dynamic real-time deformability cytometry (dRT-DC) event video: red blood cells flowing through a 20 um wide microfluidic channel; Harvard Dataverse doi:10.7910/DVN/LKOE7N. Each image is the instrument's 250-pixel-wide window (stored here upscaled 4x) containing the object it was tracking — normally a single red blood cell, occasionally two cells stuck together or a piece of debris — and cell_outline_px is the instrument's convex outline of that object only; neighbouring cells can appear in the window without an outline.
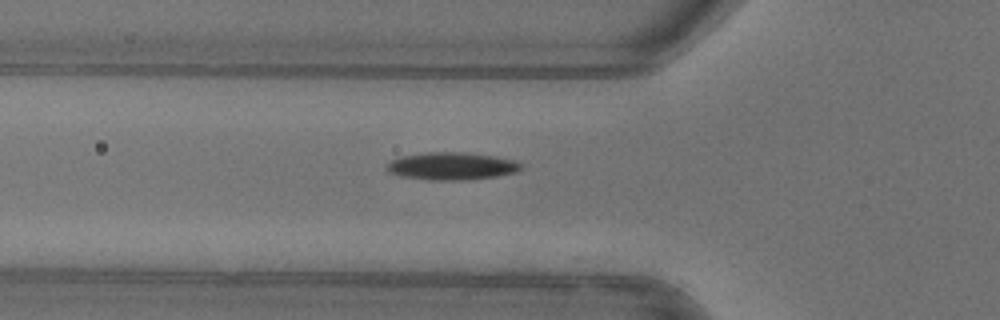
{"species": "common noctule bat (a hibernating species)", "species_latin": "Nyctalus noctula", "temperature_condition": "warm", "stored_images_in_passage": 37, "camera_frame_rate_fps": 3000, "um_per_image_px": 0.085, "animal": {"sex": "female"}, "frame": {"image": 1, "passage_image": 3, "time_ms": 0.667, "image_size_px": [1000, 320], "cell_outline_px": [[524, 168], [516, 172], [496, 176], [460, 180], [432, 180], [400, 176], [388, 172], [384, 168], [384, 164], [400, 156], [428, 152], [464, 152], [496, 156], [516, 160], [524, 164]], "centroid_in_image_um": [38.39, 14.11], "position_along_channel_um": 87.4, "area_um2": 21.85}, "authors_computed_cell_mechanics": {"area_um2": 20.6346, "velocity_mm_per_s": 3.9855, "shape_relaxation_time_tau1_ms": 4.4714, "shape_relaxation_time_tau2_ms": null, "deformation_change_tau1": 0.1468, "deformation_change_tau2": null}}